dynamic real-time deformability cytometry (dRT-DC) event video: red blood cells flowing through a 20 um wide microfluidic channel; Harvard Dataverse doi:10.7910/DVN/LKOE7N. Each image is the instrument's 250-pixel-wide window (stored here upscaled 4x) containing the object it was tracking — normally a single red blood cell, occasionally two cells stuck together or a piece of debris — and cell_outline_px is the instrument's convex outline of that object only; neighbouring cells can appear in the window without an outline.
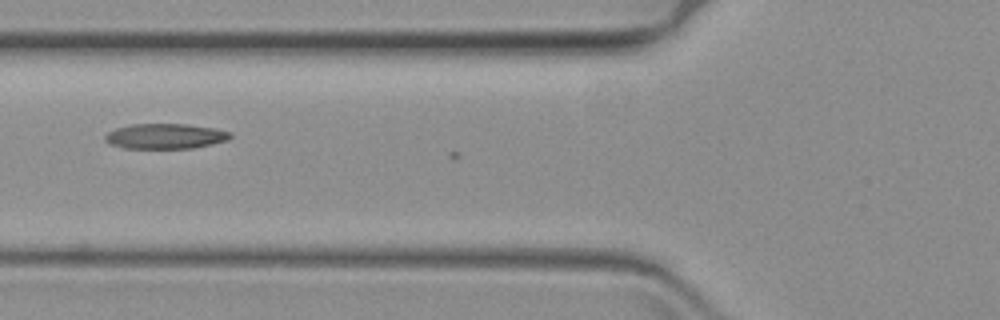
{"species": "common noctule bat (a hibernating species)", "species_latin": "Nyctalus noctula", "temperature_condition": "warm", "stored_images_in_passage": 8, "camera_frame_rate_fps": 3000, "um_per_image_px": 0.085, "animal": {"sex": "female", "body_mass_g": 19.3, "forearm_length_mm": 54.1}, "frame": {"image": 1, "passage_image": 3, "time_ms": 0.667, "image_size_px": [1000, 320], "cell_outline_px": [[232, 136], [228, 140], [192, 148], [124, 148], [108, 144], [104, 140], [104, 136], [108, 132], [116, 128], [132, 124], [188, 124], [216, 128], [232, 132]], "centroid_in_image_um": [14.04, 11.57], "position_along_channel_um": 111.8, "area_um2": 18.5}}
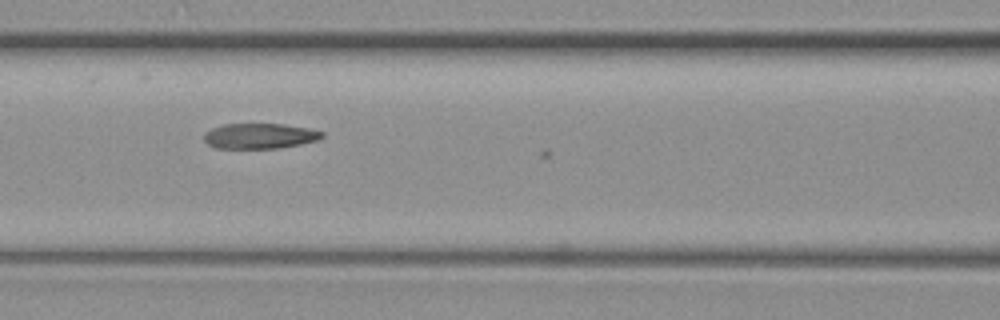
{"frame": {"image": 2, "passage_image": 6, "time_ms": 1.667, "image_size_px": [1000, 320], "cell_outline_px": [[324, 136], [316, 140], [300, 144], [280, 148], [216, 148], [208, 144], [204, 140], [204, 132], [212, 128], [224, 124], [284, 124], [308, 128], [324, 132]], "centroid_in_image_um": [22.06, 11.55], "position_along_channel_um": 144.5, "area_um2": 17.4}}